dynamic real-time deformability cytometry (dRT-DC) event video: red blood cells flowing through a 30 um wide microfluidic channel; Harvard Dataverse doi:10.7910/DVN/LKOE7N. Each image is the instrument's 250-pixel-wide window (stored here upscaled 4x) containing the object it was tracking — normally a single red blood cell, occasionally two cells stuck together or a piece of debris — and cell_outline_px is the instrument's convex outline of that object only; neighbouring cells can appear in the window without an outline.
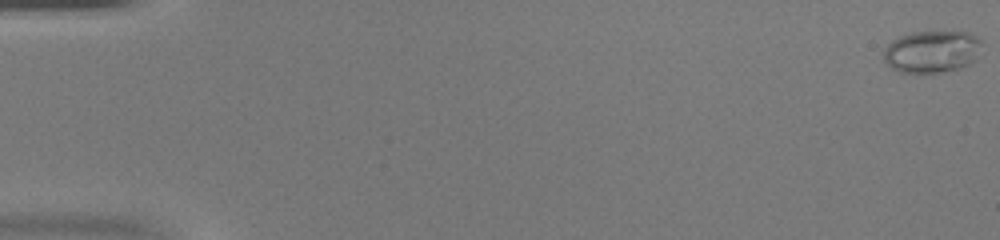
{"species": "common noctule bat (a hibernating species)", "species_latin": "Nyctalus noctula", "temperature_condition": "warm", "stored_images_in_passage": 31, "camera_frame_rate_fps": 3000, "um_per_image_px": 0.085, "animal": {"sex": "female", "body_mass_g": 20.0, "forearm_length_mm": 54.0}, "frame": {"image": 1, "passage_image": 1, "time_ms": 0.0, "image_size_px": [1000, 240], "cell_outline_px": [[980, 44], [976, 60], [960, 68], [940, 72], [900, 72], [892, 68], [884, 60], [884, 48], [892, 40], [900, 36], [912, 32], [968, 32], [976, 36], [980, 40]], "centroid_in_image_um": [79.2, 4.38], "position_along_channel_um": 5.8, "area_um2": 23.87}}
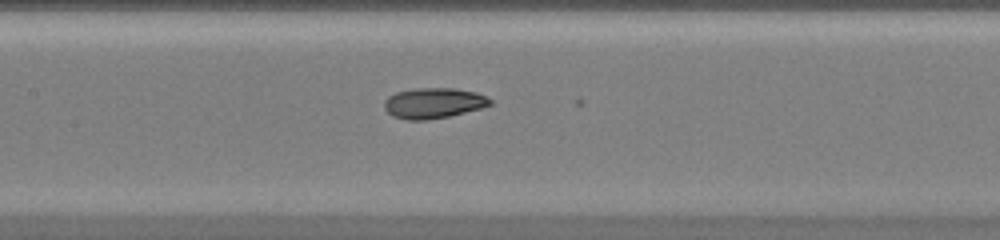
{"frame": {"image": 2, "passage_image": 24, "time_ms": 7.667, "image_size_px": [1000, 240], "cell_outline_px": [[492, 104], [480, 108], [448, 116], [428, 120], [408, 120], [392, 116], [384, 108], [384, 100], [388, 96], [396, 92], [416, 88], [456, 88], [476, 92], [492, 100]], "centroid_in_image_um": [36.82, 8.76], "position_along_channel_um": 170.6, "area_um2": 18.79}}
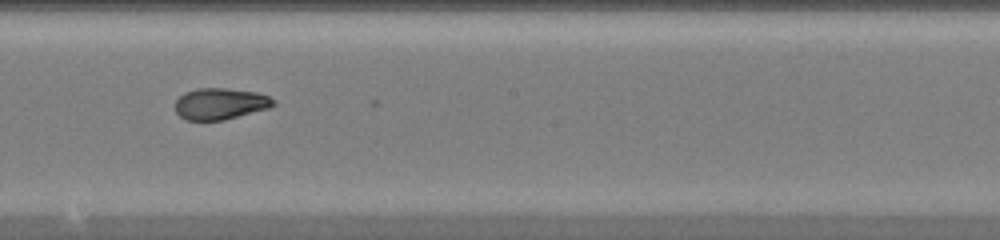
{"frame": {"image": 3, "passage_image": 28, "time_ms": 9.0, "image_size_px": [1000, 240], "cell_outline_px": [[276, 104], [268, 108], [224, 120], [184, 120], [176, 112], [176, 100], [184, 92], [196, 88], [228, 88], [256, 92], [268, 96], [276, 100]], "centroid_in_image_um": [18.72, 8.81], "position_along_channel_um": 229.5, "area_um2": 18.03}}